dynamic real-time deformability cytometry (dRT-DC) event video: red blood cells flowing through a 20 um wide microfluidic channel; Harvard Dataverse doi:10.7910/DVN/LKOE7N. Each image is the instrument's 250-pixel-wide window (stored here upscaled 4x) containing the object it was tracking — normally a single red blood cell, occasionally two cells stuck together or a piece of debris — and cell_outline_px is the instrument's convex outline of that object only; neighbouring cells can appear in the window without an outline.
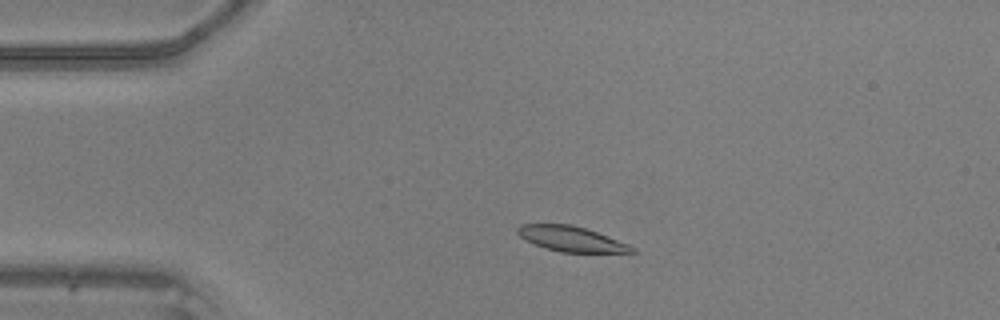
{"species": "common noctule bat (a hibernating species)", "species_latin": "Nyctalus noctula", "temperature_condition": "warm", "stored_images_in_passage": 10, "camera_frame_rate_fps": 3000, "um_per_image_px": 0.085, "animal": {"sex": "male", "body_mass_g": 20.5, "forearm_length_mm": 52.5}, "frame": {"image": 1, "passage_image": 1, "time_ms": 0.0, "image_size_px": [1000, 320], "cell_outline_px": [[636, 252], [560, 252], [544, 248], [524, 240], [516, 232], [516, 228], [520, 224], [572, 224], [608, 236], [628, 244], [636, 248]], "centroid_in_image_um": [48.51, 20.3], "position_along_channel_um": 36.5, "area_um2": 16.76}}
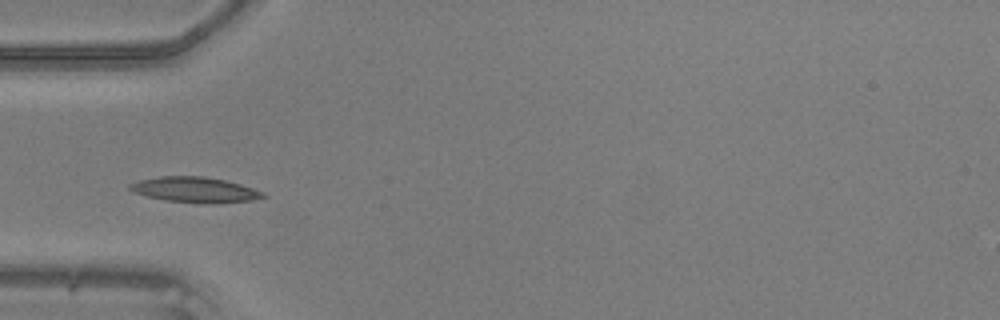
{"frame": {"image": 2, "passage_image": 6, "time_ms": 1.667, "image_size_px": [1000, 320], "cell_outline_px": [[268, 196], [252, 200], [216, 204], [200, 204], [164, 200], [132, 192], [128, 188], [128, 184], [140, 180], [160, 176], [204, 176], [224, 180], [240, 184], [264, 192]], "centroid_in_image_um": [16.57, 16.14], "position_along_channel_um": 68.4, "area_um2": 19.94}}
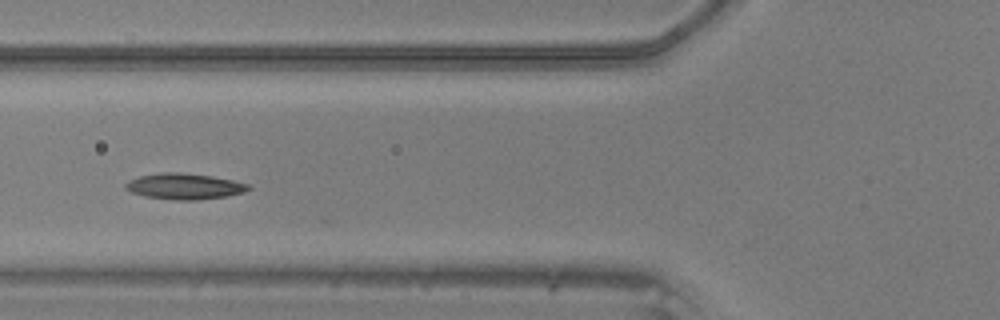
{"frame": {"image": 3, "passage_image": 9, "time_ms": 2.667, "image_size_px": [1000, 320], "cell_outline_px": [[252, 188], [244, 192], [228, 196], [196, 200], [172, 200], [144, 196], [132, 192], [124, 188], [124, 184], [140, 176], [164, 172], [180, 172], [212, 176], [232, 180], [248, 184]], "centroid_in_image_um": [15.69, 15.84], "position_along_channel_um": 110.1, "area_um2": 18.5}}